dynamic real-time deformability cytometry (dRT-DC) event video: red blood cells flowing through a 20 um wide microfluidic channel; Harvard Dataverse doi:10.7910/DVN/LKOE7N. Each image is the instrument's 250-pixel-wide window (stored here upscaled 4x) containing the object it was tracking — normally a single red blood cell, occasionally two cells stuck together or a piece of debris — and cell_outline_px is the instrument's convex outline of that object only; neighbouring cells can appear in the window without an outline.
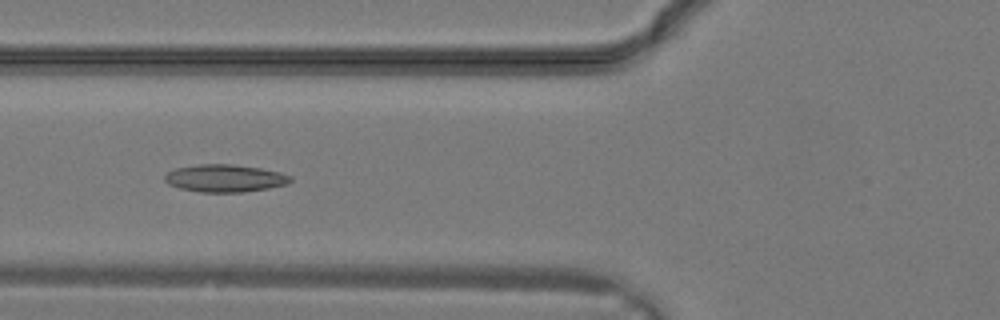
{"species": "common noctule bat (a hibernating species)", "species_latin": "Nyctalus noctula", "temperature_condition": "warm", "stored_images_in_passage": 19, "camera_frame_rate_fps": 3000, "um_per_image_px": 0.085, "animal": {"sex": "male", "body_mass_g": 19.2, "forearm_length_mm": 51.8}, "frame": {"image": 1, "passage_image": 12, "time_ms": 3.667, "image_size_px": [1000, 320], "cell_outline_px": [[292, 180], [288, 184], [268, 188], [244, 192], [200, 192], [180, 188], [168, 184], [164, 180], [164, 176], [168, 172], [176, 168], [196, 164], [232, 164], [260, 168], [280, 172], [292, 176]], "centroid_in_image_um": [19.12, 15.15], "position_along_channel_um": 106.7, "area_um2": 20.23}}
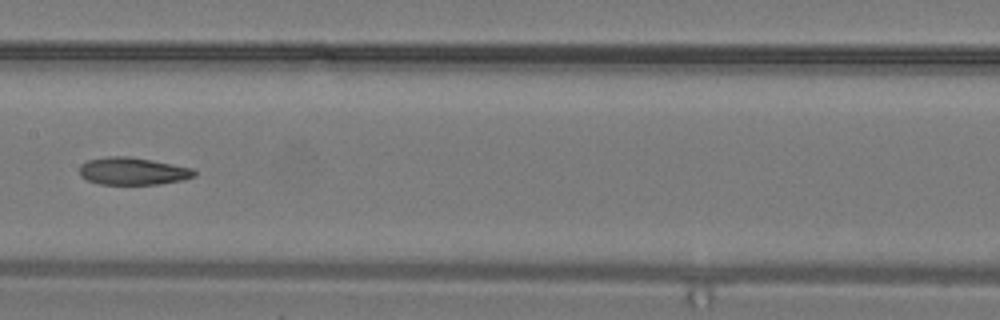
{"frame": {"image": 2, "passage_image": 16, "time_ms": 5.0, "image_size_px": [1000, 320], "cell_outline_px": [[196, 176], [184, 180], [160, 184], [100, 184], [88, 180], [80, 176], [80, 164], [88, 160], [108, 156], [128, 156], [152, 160], [192, 168], [196, 172]], "centroid_in_image_um": [11.3, 14.55], "position_along_channel_um": 196.1, "area_um2": 18.38}}
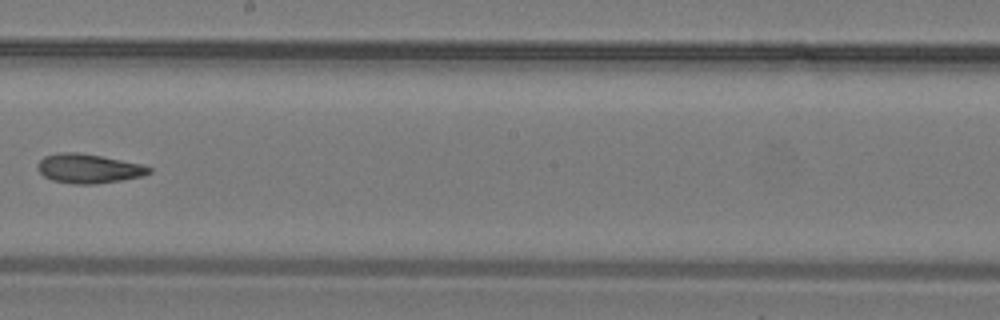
{"frame": {"image": 3, "passage_image": 18, "time_ms": 5.667, "image_size_px": [1000, 320], "cell_outline_px": [[152, 172], [144, 176], [96, 184], [72, 184], [52, 180], [44, 176], [36, 168], [36, 164], [44, 156], [60, 152], [76, 152], [100, 156], [140, 164], [152, 168]], "centroid_in_image_um": [7.5, 14.33], "position_along_channel_um": 240.7, "area_um2": 18.96}}